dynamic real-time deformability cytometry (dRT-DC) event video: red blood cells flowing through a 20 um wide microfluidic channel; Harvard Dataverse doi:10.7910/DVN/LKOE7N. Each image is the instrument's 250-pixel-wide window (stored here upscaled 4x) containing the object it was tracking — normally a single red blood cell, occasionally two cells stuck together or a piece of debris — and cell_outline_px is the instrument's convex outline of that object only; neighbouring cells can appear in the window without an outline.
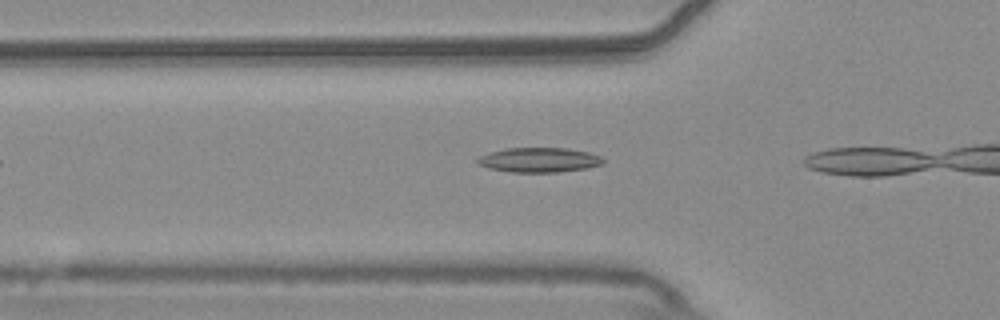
{"species": "common noctule bat (a hibernating species)", "species_latin": "Nyctalus noctula", "temperature_condition": "warm", "stored_images_in_passage": 4, "camera_frame_rate_fps": 3000, "um_per_image_px": 0.085, "animal": {"sex": "male", "body_mass_g": 20.4}, "frame": {"image": 1, "passage_image": 3, "time_ms": 0.667, "image_size_px": [1000, 320], "cell_outline_px": [[604, 164], [588, 168], [556, 172], [512, 172], [488, 168], [476, 164], [476, 160], [480, 156], [488, 152], [508, 148], [568, 148], [588, 152], [600, 156], [604, 160]], "centroid_in_image_um": [45.81, 13.59], "position_along_channel_um": 80.0, "area_um2": 18.15}}